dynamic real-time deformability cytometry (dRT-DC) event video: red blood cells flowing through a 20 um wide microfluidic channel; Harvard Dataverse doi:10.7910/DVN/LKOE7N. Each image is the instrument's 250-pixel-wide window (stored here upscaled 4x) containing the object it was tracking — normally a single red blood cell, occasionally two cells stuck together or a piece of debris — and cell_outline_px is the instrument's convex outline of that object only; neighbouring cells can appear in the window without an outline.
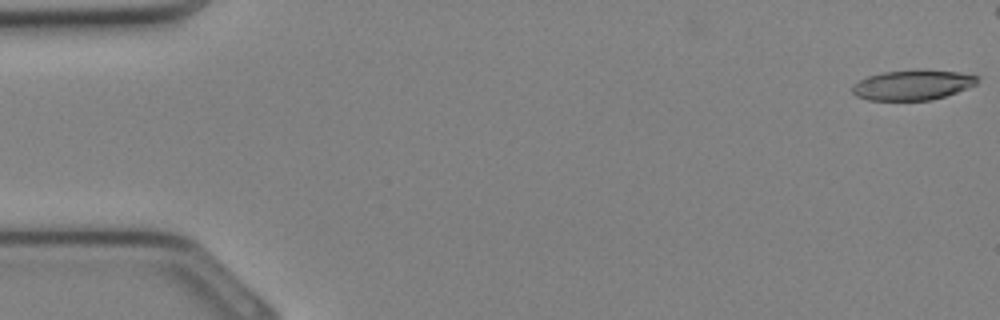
{"species": "Egyptian fruit bat (a non-hibernating species)", "species_latin": "Rousettus aegyptiacus", "temperature_condition": "cold", "stored_images_in_passage": 30, "camera_frame_rate_fps": 3000, "um_per_image_px": 0.085, "animal": {"sex": "female"}, "frame": {"image": 1, "passage_image": 1, "time_ms": 0.0, "image_size_px": [1000, 320], "cell_outline_px": [[980, 76], [976, 84], [956, 92], [932, 100], [868, 100], [856, 96], [852, 92], [852, 88], [860, 80], [868, 76], [880, 72], [920, 68], [960, 72]], "centroid_in_image_um": [77.59, 7.19], "position_along_channel_um": 7.4, "area_um2": 22.2}}
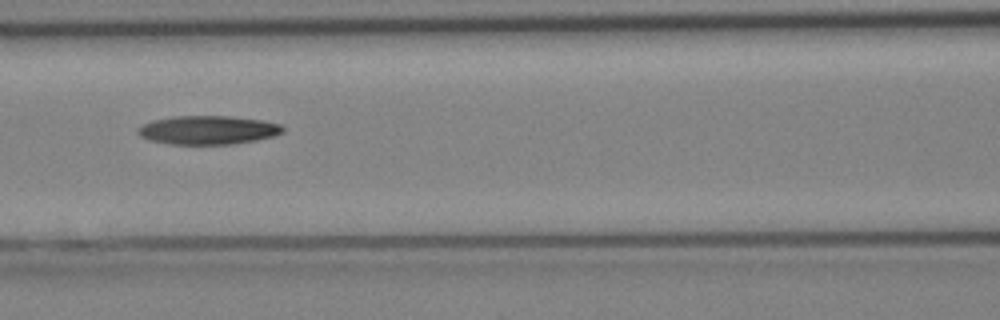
{"frame": {"image": 2, "passage_image": 15, "time_ms": 4.667, "image_size_px": [1000, 320], "cell_outline_px": [[284, 132], [272, 136], [256, 140], [232, 144], [172, 144], [148, 140], [140, 136], [136, 132], [136, 128], [152, 120], [176, 116], [228, 116], [264, 120], [280, 124], [284, 128]], "centroid_in_image_um": [17.66, 11.05], "position_along_channel_um": 148.9, "area_um2": 24.28}}
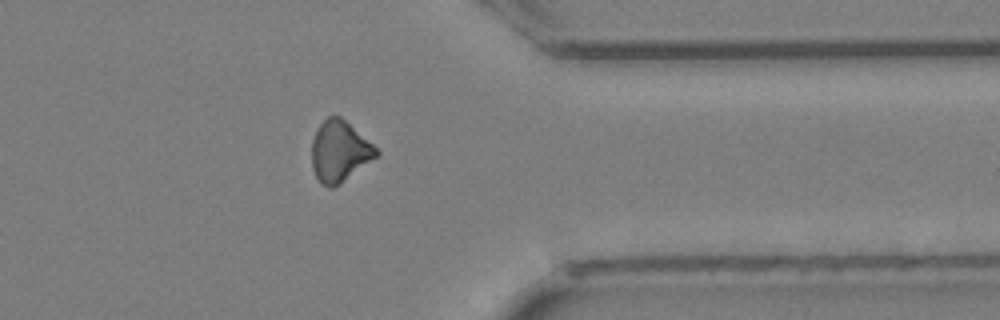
{"frame": {"image": 3, "passage_image": 27, "time_ms": 8.667, "image_size_px": [1000, 320], "cell_outline_px": [[380, 152], [376, 156], [332, 188], [328, 188], [320, 184], [312, 168], [312, 140], [320, 124], [328, 116], [340, 116], [372, 144]], "centroid_in_image_um": [28.81, 12.86], "position_along_channel_um": 382.6, "area_um2": 22.25}}